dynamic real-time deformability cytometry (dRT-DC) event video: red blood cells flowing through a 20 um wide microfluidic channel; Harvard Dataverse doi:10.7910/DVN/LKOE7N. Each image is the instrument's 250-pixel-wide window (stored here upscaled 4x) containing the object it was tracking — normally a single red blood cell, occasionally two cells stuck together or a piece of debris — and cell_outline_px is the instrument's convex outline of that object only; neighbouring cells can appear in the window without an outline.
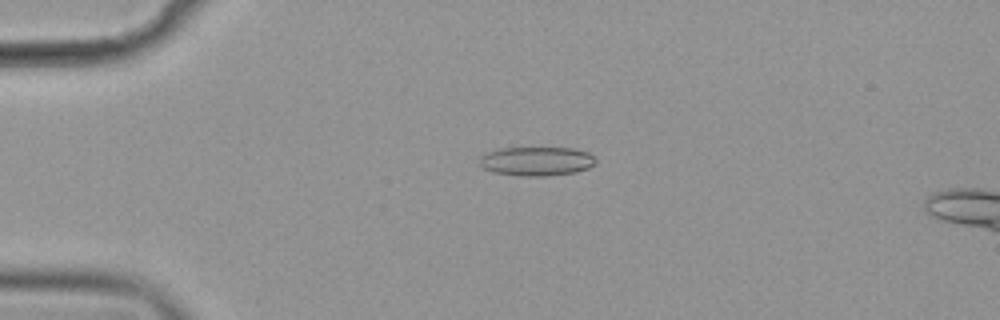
{"species": "common noctule bat (a hibernating species)", "species_latin": "Nyctalus noctula", "temperature_condition": "cold", "stored_images_in_passage": 51, "camera_frame_rate_fps": 3000, "um_per_image_px": 0.085, "animal": {"sex": "female", "body_mass_g": 19.9}, "frame": {"image": 1, "passage_image": 8, "time_ms": 2.333, "image_size_px": [1000, 320], "cell_outline_px": [[596, 160], [588, 168], [576, 172], [548, 176], [520, 176], [492, 172], [484, 168], [480, 164], [480, 156], [488, 152], [500, 148], [572, 148], [588, 152], [596, 156]], "centroid_in_image_um": [45.62, 13.71], "position_along_channel_um": 39.4, "area_um2": 19.71}}
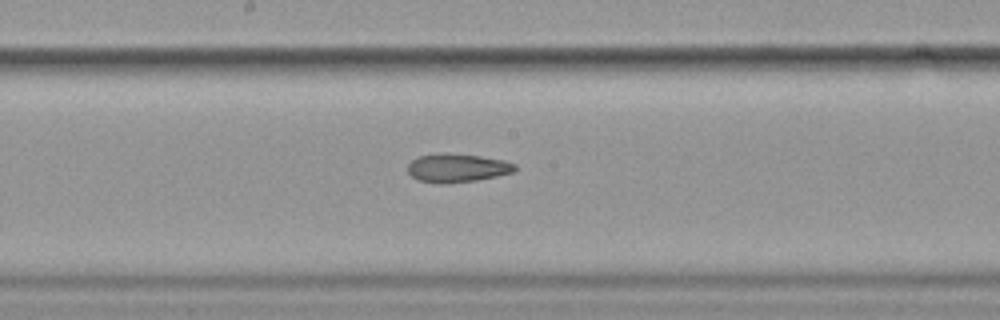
{"frame": {"image": 2, "passage_image": 25, "time_ms": 8.0, "image_size_px": [1000, 320], "cell_outline_px": [[516, 168], [512, 172], [496, 176], [476, 180], [444, 184], [416, 180], [408, 172], [408, 164], [412, 160], [420, 156], [436, 152], [480, 156], [504, 160], [516, 164]], "centroid_in_image_um": [38.83, 14.27], "position_along_channel_um": 209.4, "area_um2": 17.8}}
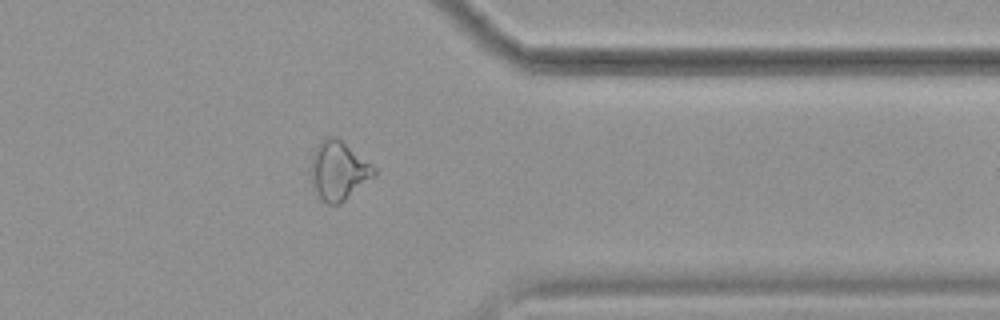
{"frame": {"image": 3, "passage_image": 40, "time_ms": 13.0, "image_size_px": [1000, 320], "cell_outline_px": [[376, 172], [372, 176], [340, 204], [328, 204], [320, 196], [316, 188], [312, 176], [312, 156], [316, 144], [328, 136], [336, 136], [376, 168]], "centroid_in_image_um": [28.77, 14.46], "position_along_channel_um": 382.6, "area_um2": 20.75}, "authors_computed_cell_mechanics": {"area_um2": 19.4208, "velocity_mm_per_s": 3.6074, "shape_relaxation_time_tau1_ms": null, "shape_relaxation_time_tau2_ms": 4.2516, "deformation_change_tau1": null, "deformation_change_tau2": 0.1262}}